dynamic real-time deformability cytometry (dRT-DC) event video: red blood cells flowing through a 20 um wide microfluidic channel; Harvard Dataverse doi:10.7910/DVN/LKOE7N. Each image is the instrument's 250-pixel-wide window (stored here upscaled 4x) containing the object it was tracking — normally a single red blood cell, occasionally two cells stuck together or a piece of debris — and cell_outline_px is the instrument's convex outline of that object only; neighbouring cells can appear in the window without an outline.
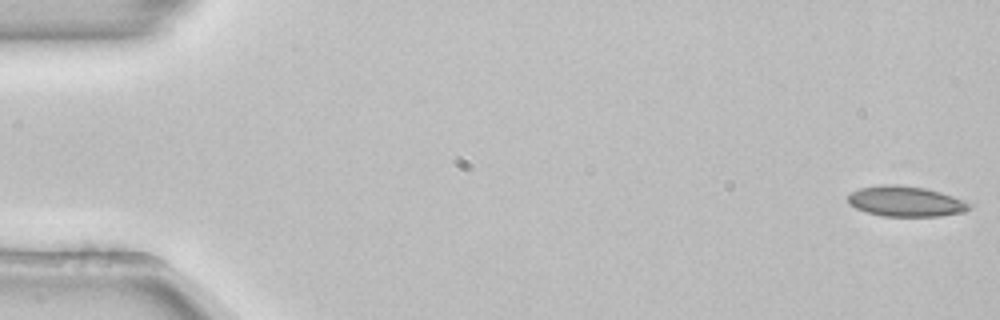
{"species": "common noctule bat (a hibernating species)", "species_latin": "Nyctalus noctula", "temperature_condition": "room temperature", "stored_images_in_passage": 53, "camera_frame_rate_fps": 3000, "um_per_image_px": 0.085, "animal": {"sex": "female", "body_mass_g": 22.7, "forearm_length_mm": 54.2}, "frame": {"image": 1, "passage_image": 1, "time_ms": 0.0, "image_size_px": [1000, 320], "cell_outline_px": [[972, 208], [964, 212], [936, 216], [884, 216], [868, 212], [856, 208], [848, 204], [848, 196], [852, 192], [860, 188], [880, 184], [900, 184], [924, 188], [940, 192], [964, 200], [972, 204]], "centroid_in_image_um": [76.99, 17.11], "position_along_channel_um": 8.0, "area_um2": 21.5}}
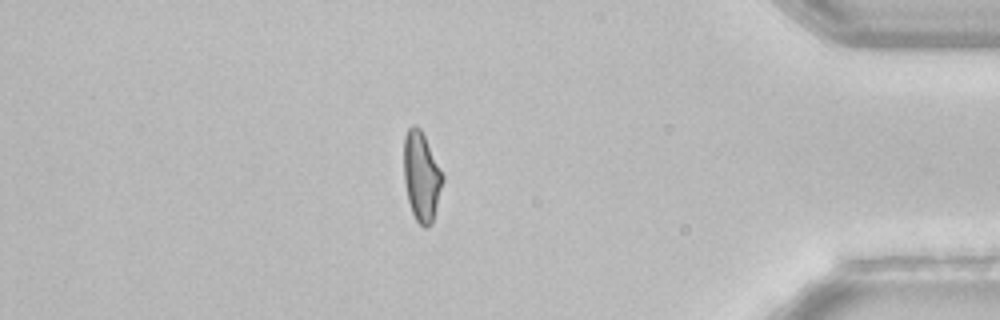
{"frame": {"image": 2, "passage_image": 46, "time_ms": 15.0, "image_size_px": [1000, 320], "cell_outline_px": [[444, 180], [432, 224], [428, 228], [424, 228], [416, 220], [412, 212], [408, 200], [404, 180], [404, 136], [408, 128], [412, 124], [416, 124], [420, 128], [444, 176]], "centroid_in_image_um": [35.82, 15.01], "position_along_channel_um": 399.4, "area_um2": 20.23}}
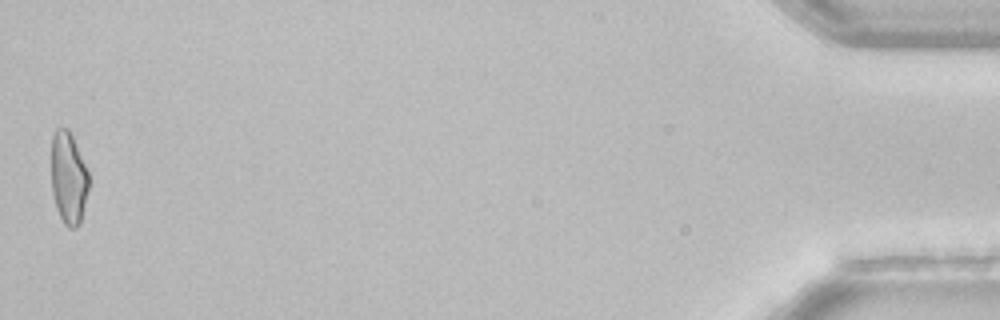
{"frame": {"image": 3, "passage_image": 53, "time_ms": 17.333, "image_size_px": [1000, 320], "cell_outline_px": [[88, 188], [80, 224], [76, 228], [68, 228], [64, 224], [56, 208], [52, 192], [52, 136], [56, 128], [68, 128], [72, 136], [88, 172]], "centroid_in_image_um": [5.81, 15.15], "position_along_channel_um": 429.4, "area_um2": 19.88}, "authors_computed_cell_mechanics": {"area_um2": 20.9814, "velocity_mm_per_s": 3.8718, "shape_relaxation_time_tau1_ms": null, "shape_relaxation_time_tau2_ms": 10.906, "deformation_change_tau1": null, "deformation_change_tau2": 0.1607}}